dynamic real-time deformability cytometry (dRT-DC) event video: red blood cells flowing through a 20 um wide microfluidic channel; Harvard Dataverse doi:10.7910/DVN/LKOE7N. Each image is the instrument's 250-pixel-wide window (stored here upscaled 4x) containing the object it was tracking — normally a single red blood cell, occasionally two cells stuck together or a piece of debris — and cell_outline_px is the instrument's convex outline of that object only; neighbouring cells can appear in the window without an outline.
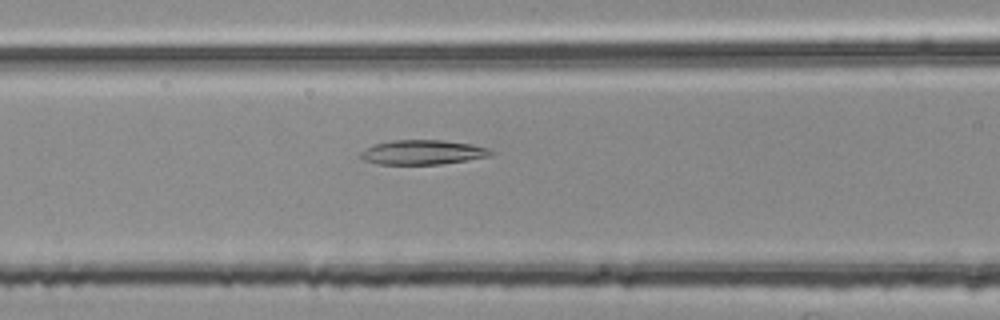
{"species": "common noctule bat (a hibernating species)", "species_latin": "Nyctalus noctula", "temperature_condition": "room temperature", "stored_images_in_passage": 35, "camera_frame_rate_fps": 3000, "um_per_image_px": 0.085, "animal": {"sex": "female", "body_mass_g": 25.1}, "frame": {"image": 1, "passage_image": 15, "time_ms": 4.667, "image_size_px": [1000, 320], "cell_outline_px": [[496, 152], [488, 156], [440, 164], [376, 164], [364, 160], [360, 156], [360, 152], [364, 148], [372, 144], [392, 140], [444, 140], [472, 144], [488, 148]], "centroid_in_image_um": [35.88, 12.93], "position_along_channel_um": 130.7, "area_um2": 18.67}}
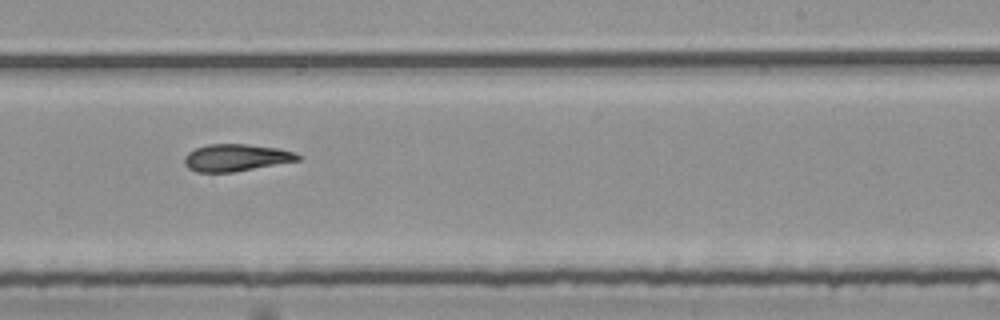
{"frame": {"image": 2, "passage_image": 26, "time_ms": 8.333, "image_size_px": [1000, 320], "cell_outline_px": [[300, 160], [232, 172], [196, 172], [188, 168], [184, 164], [184, 156], [188, 152], [196, 148], [208, 144], [248, 144], [280, 148], [296, 152], [300, 156]], "centroid_in_image_um": [20.06, 13.39], "position_along_channel_um": 268.9, "area_um2": 17.98}}
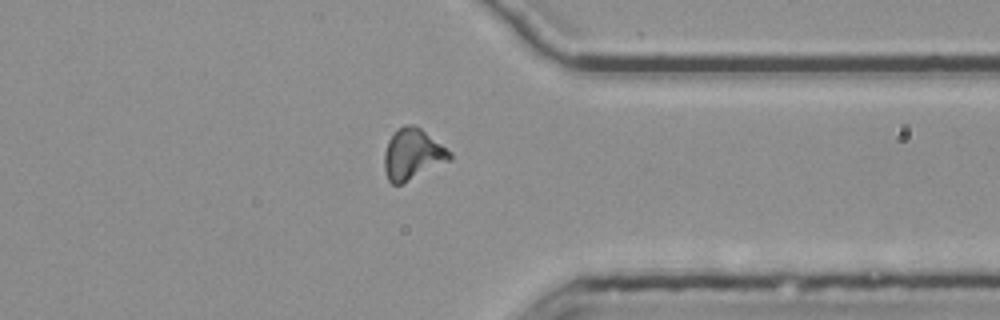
{"frame": {"image": 3, "passage_image": 35, "time_ms": 11.333, "image_size_px": [1000, 320], "cell_outline_px": [[452, 160], [400, 184], [392, 184], [388, 180], [384, 168], [384, 152], [388, 140], [404, 124], [412, 124], [420, 128], [440, 144], [452, 156]], "centroid_in_image_um": [35.04, 13.13], "position_along_channel_um": 376.4, "area_um2": 18.96}, "authors_computed_cell_mechanics": {"area_um2": 18.6694, "velocity_mm_per_s": 3.7762, "shape_relaxation_time_tau1_ms": null, "shape_relaxation_time_tau2_ms": 6.0736, "deformation_change_tau1": null, "deformation_change_tau2": 0.1486}}